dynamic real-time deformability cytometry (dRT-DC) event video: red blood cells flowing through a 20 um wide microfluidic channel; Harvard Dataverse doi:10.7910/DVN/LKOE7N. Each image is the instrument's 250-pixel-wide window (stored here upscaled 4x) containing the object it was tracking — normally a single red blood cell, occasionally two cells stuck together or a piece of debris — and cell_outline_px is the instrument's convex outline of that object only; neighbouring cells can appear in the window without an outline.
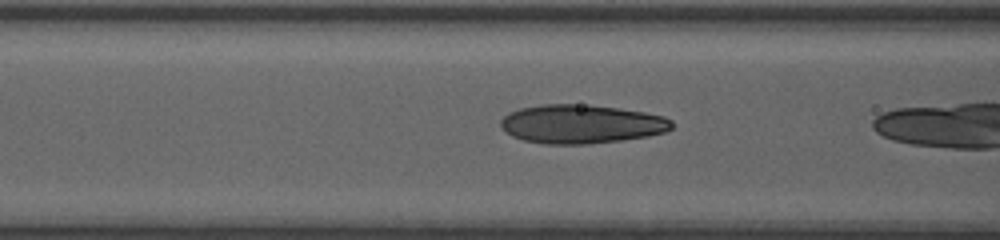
{"species": "human", "species_latin": "Homo sapiens", "temperature_condition": "room temperature", "stored_images_in_passage": 27, "camera_frame_rate_fps": 3000, "um_per_image_px": 0.085, "donor": {"sex": "female"}, "frame": {"image": 1, "passage_image": 8, "time_ms": 2.333, "image_size_px": [1000, 240], "cell_outline_px": [[672, 128], [664, 132], [648, 136], [620, 140], [588, 144], [544, 144], [524, 140], [512, 136], [500, 128], [500, 120], [508, 112], [520, 108], [544, 104], [588, 104], [644, 112], [664, 116], [672, 120]], "centroid_in_image_um": [49.38, 10.54], "position_along_channel_um": 117.2, "area_um2": 38.78}}
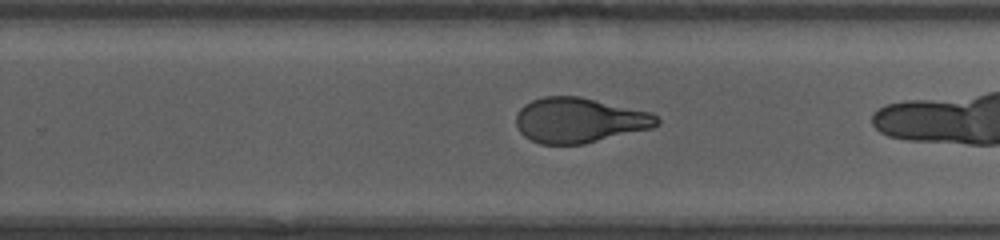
{"frame": {"image": 2, "passage_image": 20, "time_ms": 6.333, "image_size_px": [1000, 240], "cell_outline_px": [[660, 124], [652, 128], [584, 144], [540, 144], [524, 136], [520, 132], [516, 124], [516, 116], [520, 108], [524, 104], [532, 100], [544, 96], [580, 96], [652, 112], [660, 120]], "centroid_in_image_um": [49.25, 10.21], "position_along_channel_um": 280.5, "area_um2": 37.17}}
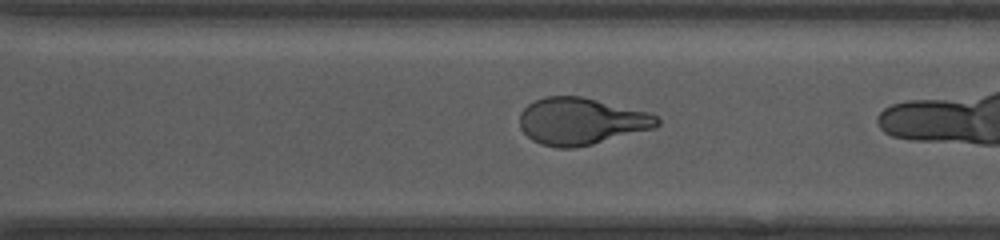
{"frame": {"image": 3, "passage_image": 23, "time_ms": 7.333, "image_size_px": [1000, 240], "cell_outline_px": [[660, 124], [656, 128], [592, 144], [572, 148], [560, 148], [540, 144], [532, 140], [520, 128], [520, 112], [528, 104], [544, 96], [580, 96], [652, 112], [660, 120]], "centroid_in_image_um": [49.43, 10.3], "position_along_channel_um": 321.2, "area_um2": 37.8}}